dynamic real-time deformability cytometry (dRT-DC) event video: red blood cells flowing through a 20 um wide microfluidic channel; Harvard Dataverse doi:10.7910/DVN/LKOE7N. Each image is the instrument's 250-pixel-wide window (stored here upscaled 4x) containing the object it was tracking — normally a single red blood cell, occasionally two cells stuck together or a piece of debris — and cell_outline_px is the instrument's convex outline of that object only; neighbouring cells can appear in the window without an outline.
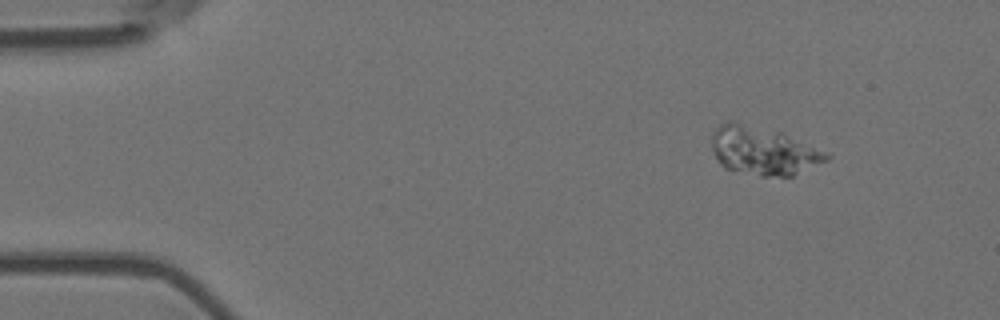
{"species": "Egyptian fruit bat (a non-hibernating species)", "species_latin": "Rousettus aegyptiacus", "temperature_condition": "room temperature", "stored_images_in_passage": 2, "segment_of_instrument_passage": [2, 2], "camera_frame_rate_fps": 3000, "um_per_image_px": 0.085, "animal": {"sex": "female"}, "frame": {"image": 1, "passage_image": 2, "time_ms": 0.333, "image_size_px": [1000, 320], "cell_outline_px": [[832, 156], [828, 160], [792, 176], [760, 176], [724, 168], [720, 164], [712, 148], [712, 128], [728, 120], [732, 120], [784, 132], [828, 152]], "centroid_in_image_um": [64.88, 12.79], "position_along_channel_um": 20.1, "area_um2": 32.77}}